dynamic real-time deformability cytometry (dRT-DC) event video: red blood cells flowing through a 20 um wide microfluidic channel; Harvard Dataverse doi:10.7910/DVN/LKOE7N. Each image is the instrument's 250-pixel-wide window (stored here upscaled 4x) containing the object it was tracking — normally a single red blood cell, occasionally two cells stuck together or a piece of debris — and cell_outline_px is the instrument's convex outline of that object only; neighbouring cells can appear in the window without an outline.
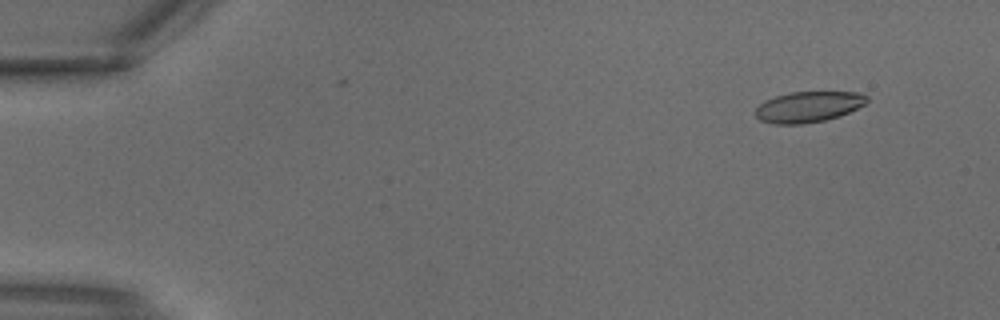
{"species": "common noctule bat (a hibernating species)", "species_latin": "Nyctalus noctula", "temperature_condition": "warm", "stored_images_in_passage": 3, "camera_frame_rate_fps": 3000, "um_per_image_px": 0.085, "animal": {"sex": "male", "body_mass_g": 18.8}, "frame": {"image": 1, "passage_image": 1, "time_ms": 0.0, "image_size_px": [1000, 320], "cell_outline_px": [[868, 100], [864, 104], [840, 116], [824, 120], [804, 124], [776, 124], [760, 120], [756, 116], [756, 108], [764, 100], [776, 96], [792, 92], [856, 92], [868, 96]], "centroid_in_image_um": [68.7, 9.08], "position_along_channel_um": 16.3, "area_um2": 19.83}}
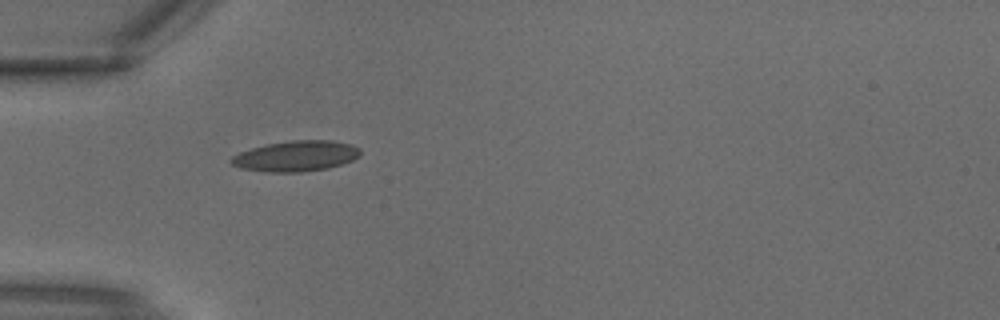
{"frame": {"image": 2, "passage_image": 3, "time_ms": 0.667, "image_size_px": [1000, 320], "cell_outline_px": [[360, 156], [352, 160], [328, 168], [300, 172], [264, 172], [240, 168], [232, 164], [228, 160], [232, 156], [240, 152], [252, 148], [268, 144], [292, 140], [332, 140], [352, 144], [360, 148]], "centroid_in_image_um": [25.15, 13.26], "position_along_channel_um": 59.8, "area_um2": 23.06}}